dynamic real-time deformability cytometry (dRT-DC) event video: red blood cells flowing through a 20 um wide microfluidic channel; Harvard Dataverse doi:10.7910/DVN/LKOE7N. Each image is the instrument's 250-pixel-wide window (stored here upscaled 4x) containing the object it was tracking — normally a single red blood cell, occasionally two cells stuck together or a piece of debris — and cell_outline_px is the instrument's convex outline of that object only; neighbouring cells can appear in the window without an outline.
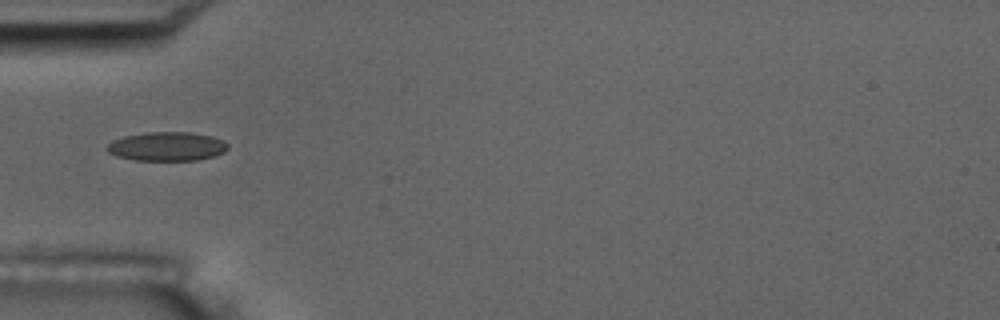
{"species": "common noctule bat (a hibernating species)", "species_latin": "Nyctalus noctula", "temperature_condition": "room temperature", "stored_images_in_passage": 2, "camera_frame_rate_fps": 3000, "um_per_image_px": 0.085, "animal": {"sex": "male", "body_mass_g": 17.5, "forearm_length_mm": 52.3}, "frame": {"image": 1, "passage_image": 1, "time_ms": 0.0, "image_size_px": [1000, 320], "cell_outline_px": [[228, 148], [224, 152], [216, 156], [196, 160], [136, 160], [116, 156], [108, 152], [104, 148], [112, 140], [124, 136], [144, 132], [188, 132], [212, 136], [228, 144]], "centroid_in_image_um": [14.16, 12.44], "position_along_channel_um": 70.8, "area_um2": 20.46}}